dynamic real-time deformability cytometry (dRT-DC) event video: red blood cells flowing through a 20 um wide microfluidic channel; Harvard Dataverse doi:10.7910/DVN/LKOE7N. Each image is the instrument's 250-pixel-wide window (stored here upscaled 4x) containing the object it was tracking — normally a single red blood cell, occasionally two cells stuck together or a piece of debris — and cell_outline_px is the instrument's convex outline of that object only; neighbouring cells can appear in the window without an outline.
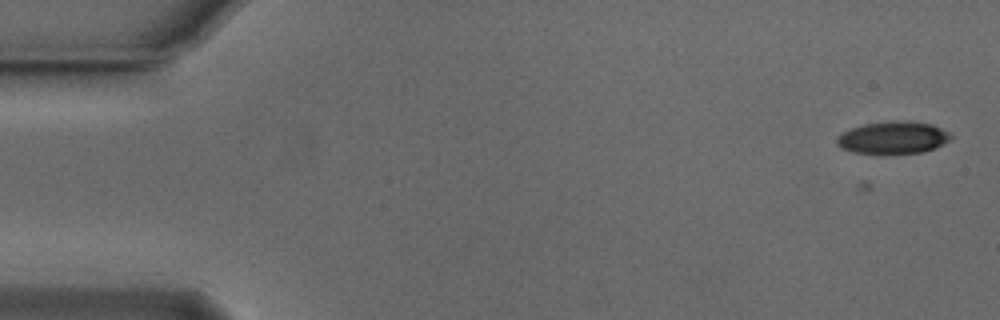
{"species": "Egyptian fruit bat (a non-hibernating species)", "species_latin": "Rousettus aegyptiacus", "temperature_condition": "cold", "stored_images_in_passage": 5, "camera_frame_rate_fps": 3000, "um_per_image_px": 0.085, "animal": {"sex": "male"}, "frame": {"image": 1, "passage_image": 1, "time_ms": 0.0, "image_size_px": [1000, 320], "cell_outline_px": [[952, 136], [948, 140], [936, 148], [924, 152], [884, 156], [852, 152], [840, 148], [836, 144], [836, 136], [840, 132], [864, 124], [892, 120], [908, 120], [932, 124], [948, 132]], "centroid_in_image_um": [75.85, 11.73], "position_along_channel_um": 9.2, "area_um2": 22.37}}